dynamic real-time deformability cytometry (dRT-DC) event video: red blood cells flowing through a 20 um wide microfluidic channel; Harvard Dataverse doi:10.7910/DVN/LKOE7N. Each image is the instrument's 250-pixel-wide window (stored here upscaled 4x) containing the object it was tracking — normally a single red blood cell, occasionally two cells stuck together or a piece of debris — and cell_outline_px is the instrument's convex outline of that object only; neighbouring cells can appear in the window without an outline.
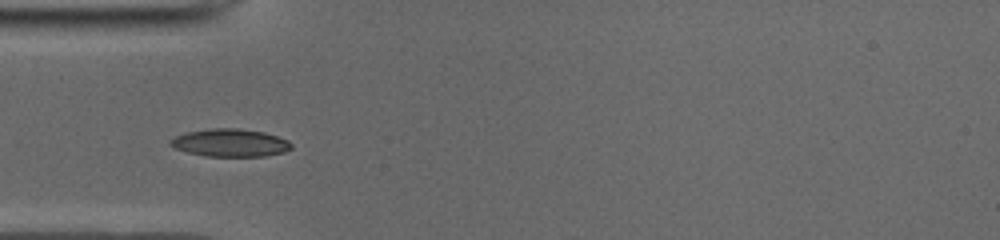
{"species": "common noctule bat (a hibernating species)", "species_latin": "Nyctalus noctula", "temperature_condition": "cold", "stored_images_in_passage": 36, "camera_frame_rate_fps": 3000, "um_per_image_px": 0.085, "animal": {"sex": "male", "body_mass_g": 19.0, "forearm_length_mm": 50.8}, "frame": {"image": 1, "passage_image": 1, "time_ms": 0.0, "image_size_px": [1000, 240], "cell_outline_px": [[292, 148], [284, 152], [264, 156], [204, 156], [188, 152], [176, 148], [168, 144], [176, 136], [188, 132], [212, 128], [236, 128], [264, 132], [288, 140], [292, 144]], "centroid_in_image_um": [19.6, 12.14], "position_along_channel_um": 65.4, "area_um2": 19.36}}
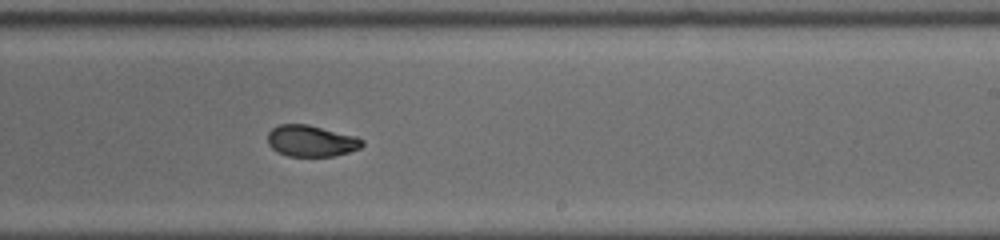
{"frame": {"image": 2, "passage_image": 16, "time_ms": 5.0, "image_size_px": [1000, 240], "cell_outline_px": [[364, 144], [360, 148], [336, 156], [288, 156], [276, 152], [268, 144], [268, 132], [272, 128], [280, 124], [308, 124], [356, 136], [364, 140]], "centroid_in_image_um": [26.45, 11.98], "position_along_channel_um": 262.6, "area_um2": 17.4}}
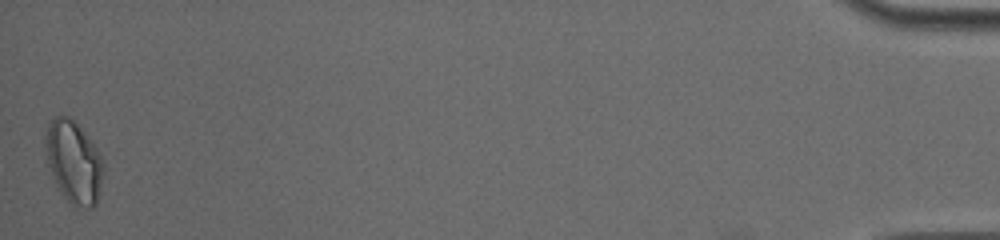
{"frame": {"image": 3, "passage_image": 36, "time_ms": 11.667, "image_size_px": [1000, 240], "cell_outline_px": [[104, 172], [96, 204], [92, 208], [76, 208], [60, 192], [48, 164], [48, 124], [56, 116], [68, 116], [84, 132], [96, 148], [104, 164]], "centroid_in_image_um": [6.32, 13.83], "position_along_channel_um": 428.9, "area_um2": 26.93}, "authors_computed_cell_mechanics": {"area_um2": 18.3226, "velocity_mm_per_s": 3.9589, "shape_relaxation_time_tau1_ms": 6.0654, "shape_relaxation_time_tau2_ms": 2.1422, "deformation_change_tau1": 0.1713, "deformation_change_tau2": 0.0586}}